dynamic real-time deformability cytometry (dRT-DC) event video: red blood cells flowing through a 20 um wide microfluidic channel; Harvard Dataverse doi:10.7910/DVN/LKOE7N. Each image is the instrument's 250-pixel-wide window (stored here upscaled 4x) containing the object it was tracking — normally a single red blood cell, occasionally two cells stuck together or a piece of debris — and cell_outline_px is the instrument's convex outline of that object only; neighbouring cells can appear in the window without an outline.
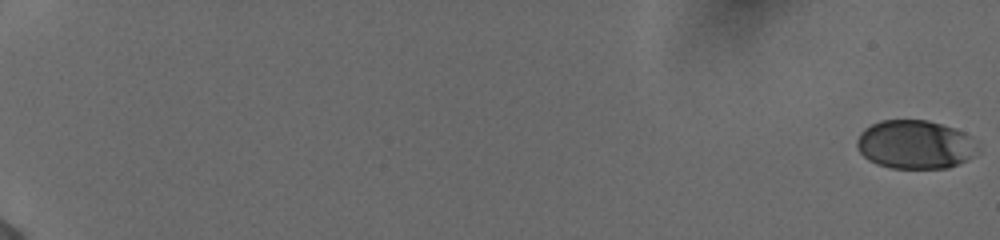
{"species": "human", "species_latin": "Homo sapiens", "temperature_condition": "cold", "stored_images_in_passage": 57, "camera_frame_rate_fps": 3000, "um_per_image_px": 0.085, "donor": {"sex": "female"}, "frame": {"image": 1, "passage_image": 1, "time_ms": 0.0, "image_size_px": [1000, 240], "cell_outline_px": [[980, 148], [968, 160], [948, 168], [892, 168], [876, 164], [868, 160], [856, 148], [856, 140], [860, 132], [864, 128], [880, 120], [928, 120], [956, 128], [964, 132]], "centroid_in_image_um": [77.76, 12.28], "position_along_channel_um": 7.2, "area_um2": 34.51}}
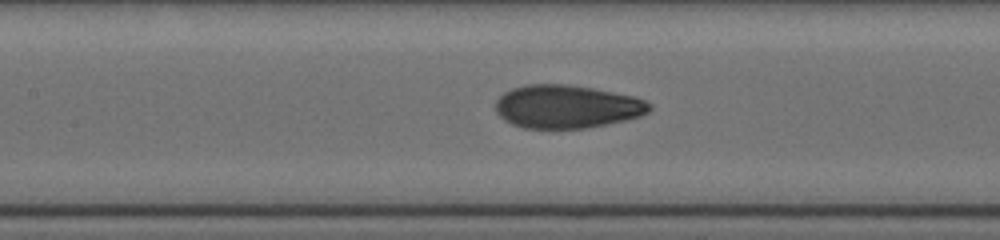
{"frame": {"image": 2, "passage_image": 31, "time_ms": 10.0, "image_size_px": [1000, 240], "cell_outline_px": [[652, 108], [648, 112], [640, 116], [608, 124], [584, 128], [524, 128], [512, 124], [504, 120], [496, 112], [496, 100], [504, 92], [512, 88], [528, 84], [568, 84], [592, 88], [632, 96], [644, 100], [652, 104]], "centroid_in_image_um": [48.16, 9.06], "position_along_channel_um": 159.2, "area_um2": 38.67}}
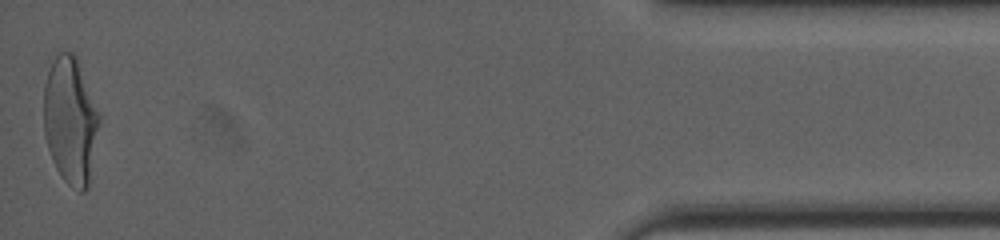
{"frame": {"image": 3, "passage_image": 57, "time_ms": 18.667, "image_size_px": [1000, 240], "cell_outline_px": [[100, 120], [88, 188], [84, 192], [80, 192], [72, 188], [64, 180], [56, 168], [52, 160], [48, 148], [44, 132], [44, 84], [52, 60], [60, 52], [76, 52], [100, 116]], "centroid_in_image_um": [5.99, 10.23], "position_along_channel_um": 429.2, "area_um2": 41.33}, "authors_computed_cell_mechanics": {"area_um2": 37.281, "velocity_mm_per_s": 3.8912, "shape_relaxation_time_tau1_ms": 6.3448, "shape_relaxation_time_tau2_ms": 0.8347, "deformation_change_tau1": 0.2154, "deformation_change_tau2": 0.0616}}